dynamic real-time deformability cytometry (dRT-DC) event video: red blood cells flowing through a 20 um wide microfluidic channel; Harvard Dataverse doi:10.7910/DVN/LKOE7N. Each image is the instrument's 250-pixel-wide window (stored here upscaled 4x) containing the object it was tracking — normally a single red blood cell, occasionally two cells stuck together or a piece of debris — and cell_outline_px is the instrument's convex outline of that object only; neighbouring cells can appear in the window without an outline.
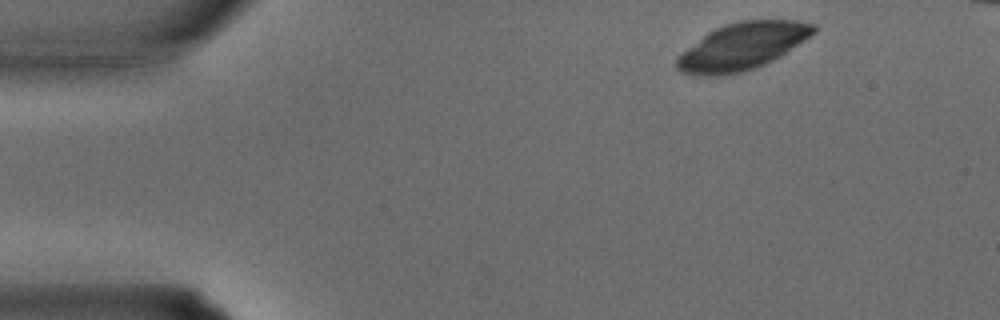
{"species": "common noctule bat (a hibernating species)", "species_latin": "Nyctalus noctula", "temperature_condition": "warm", "stored_images_in_passage": 31, "camera_frame_rate_fps": 3000, "um_per_image_px": 0.085, "animal": {"sex": "male", "body_mass_g": 15.6}, "frame": {"image": 1, "passage_image": 1, "time_ms": 0.0, "image_size_px": [1000, 320], "cell_outline_px": [[816, 32], [780, 56], [756, 68], [740, 72], [716, 76], [700, 76], [680, 72], [676, 68], [676, 56], [708, 32], [716, 28], [728, 24], [744, 20], [796, 20], [816, 24]], "centroid_in_image_um": [63.08, 3.95], "position_along_channel_um": 21.9, "area_um2": 37.22}}